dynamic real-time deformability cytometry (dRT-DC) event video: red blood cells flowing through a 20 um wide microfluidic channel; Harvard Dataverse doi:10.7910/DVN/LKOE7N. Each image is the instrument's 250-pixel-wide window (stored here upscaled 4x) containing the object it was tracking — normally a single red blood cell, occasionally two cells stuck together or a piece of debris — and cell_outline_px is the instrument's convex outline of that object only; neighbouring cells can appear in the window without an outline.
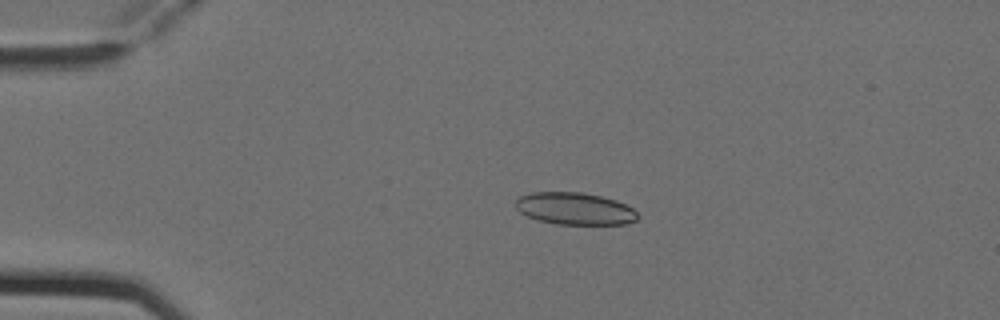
{"species": "Egyptian fruit bat (a non-hibernating species)", "species_latin": "Rousettus aegyptiacus", "temperature_condition": "cold", "stored_images_in_passage": 7, "camera_frame_rate_fps": 3000, "um_per_image_px": 0.085, "animal": {"sex": "female"}, "frame": {"image": 1, "passage_image": 4, "time_ms": 1.0, "image_size_px": [1000, 320], "cell_outline_px": [[636, 220], [624, 224], [556, 224], [540, 220], [528, 216], [520, 212], [516, 208], [516, 200], [520, 196], [532, 192], [580, 192], [600, 196], [616, 200], [632, 208], [636, 212]], "centroid_in_image_um": [48.83, 17.73], "position_along_channel_um": 36.2, "area_um2": 22.6}}